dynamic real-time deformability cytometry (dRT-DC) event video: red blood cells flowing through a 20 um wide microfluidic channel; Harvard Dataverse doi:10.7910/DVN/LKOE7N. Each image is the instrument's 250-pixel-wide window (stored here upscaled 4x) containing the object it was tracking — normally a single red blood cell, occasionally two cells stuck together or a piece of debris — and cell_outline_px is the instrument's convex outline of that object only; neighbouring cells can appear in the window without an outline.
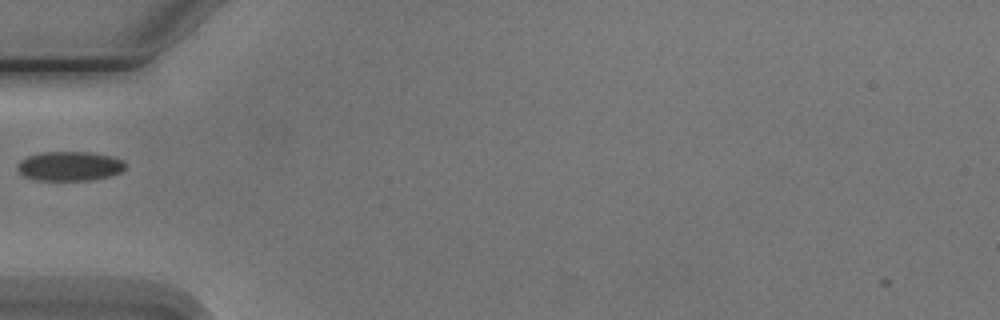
{"species": "Egyptian fruit bat (a non-hibernating species)", "species_latin": "Rousettus aegyptiacus", "temperature_condition": "cold", "stored_images_in_passage": 1, "camera_frame_rate_fps": 3000, "um_per_image_px": 0.085, "animal": {"sex": "male"}, "frame": {"image": 1, "passage_image": 1, "time_ms": 0.0, "image_size_px": [1000, 320], "cell_outline_px": [[128, 164], [120, 172], [108, 176], [88, 180], [36, 180], [24, 176], [16, 168], [20, 160], [28, 156], [44, 152], [88, 152], [112, 156], [124, 160]], "centroid_in_image_um": [5.93, 14.11], "position_along_channel_um": 79.1, "area_um2": 18.44}}